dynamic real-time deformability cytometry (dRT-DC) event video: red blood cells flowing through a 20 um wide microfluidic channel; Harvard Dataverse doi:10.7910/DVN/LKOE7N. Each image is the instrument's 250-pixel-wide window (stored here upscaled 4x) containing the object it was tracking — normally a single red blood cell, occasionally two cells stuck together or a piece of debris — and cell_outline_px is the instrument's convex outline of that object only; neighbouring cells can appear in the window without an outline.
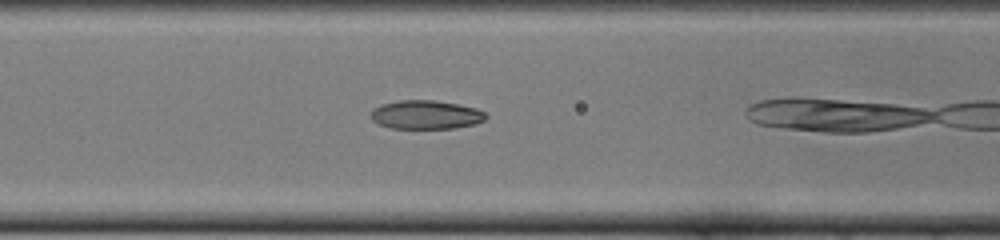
{"species": "common noctule bat (a hibernating species)", "species_latin": "Nyctalus noctula", "temperature_condition": "cold", "stored_images_in_passage": 17, "camera_frame_rate_fps": 3000, "um_per_image_px": 0.085, "animal": {"sex": "female", "body_mass_g": 22.0, "forearm_length_mm": 56.7}, "frame": {"image": 1, "passage_image": 6, "time_ms": 1.667, "image_size_px": [1000, 240], "cell_outline_px": [[488, 116], [484, 120], [476, 124], [456, 128], [388, 128], [372, 120], [372, 108], [380, 104], [400, 100], [432, 100], [456, 104], [476, 108], [484, 112]], "centroid_in_image_um": [36.2, 9.75], "position_along_channel_um": 130.4, "area_um2": 19.25}}
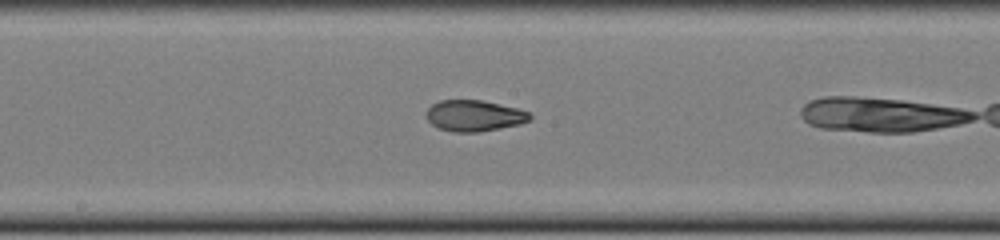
{"frame": {"image": 2, "passage_image": 12, "time_ms": 3.667, "image_size_px": [1000, 240], "cell_outline_px": [[532, 116], [528, 120], [520, 124], [480, 132], [452, 132], [436, 128], [424, 116], [424, 112], [432, 104], [440, 100], [480, 100], [516, 108], [528, 112]], "centroid_in_image_um": [40.23, 9.84], "position_along_channel_um": 208.0, "area_um2": 18.84}}
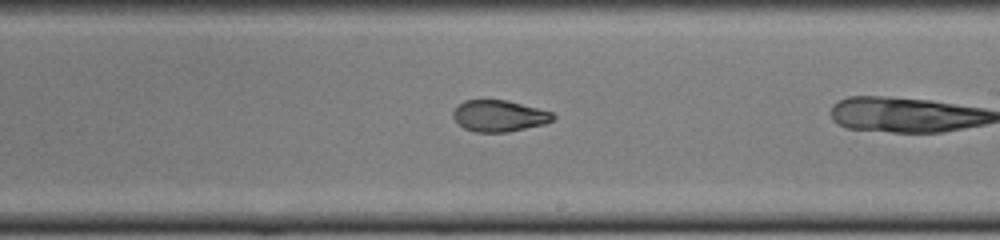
{"frame": {"image": 3, "passage_image": 15, "time_ms": 4.667, "image_size_px": [1000, 240], "cell_outline_px": [[556, 116], [552, 120], [544, 124], [508, 132], [476, 132], [464, 128], [452, 116], [452, 112], [464, 100], [508, 100], [552, 112]], "centroid_in_image_um": [42.43, 9.85], "position_along_channel_um": 246.6, "area_um2": 18.15}}